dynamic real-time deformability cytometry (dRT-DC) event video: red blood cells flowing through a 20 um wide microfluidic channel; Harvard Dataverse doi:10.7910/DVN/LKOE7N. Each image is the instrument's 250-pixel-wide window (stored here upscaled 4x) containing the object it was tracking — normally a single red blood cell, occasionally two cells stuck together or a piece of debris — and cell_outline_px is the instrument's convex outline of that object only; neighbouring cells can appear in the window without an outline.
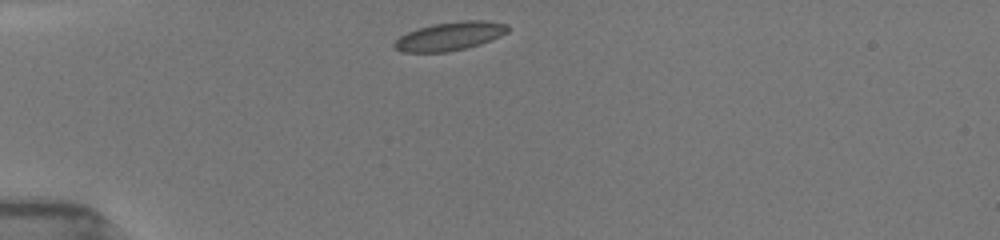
{"species": "common noctule bat (a hibernating species)", "species_latin": "Nyctalus noctula", "temperature_condition": "room temperature", "stored_images_in_passage": 39, "camera_frame_rate_fps": 3000, "um_per_image_px": 0.085, "animal": {"sex": "female", "body_mass_g": 19.5, "forearm_length_mm": 54.1}, "frame": {"image": 1, "passage_image": 1, "time_ms": 0.0, "image_size_px": [1000, 240], "cell_outline_px": [[508, 32], [500, 36], [480, 44], [468, 48], [448, 52], [404, 52], [396, 48], [392, 44], [400, 36], [408, 32], [420, 28], [436, 24], [464, 20], [484, 20], [508, 24]], "centroid_in_image_um": [38.27, 3.08], "position_along_channel_um": 46.7, "area_um2": 18.67}}
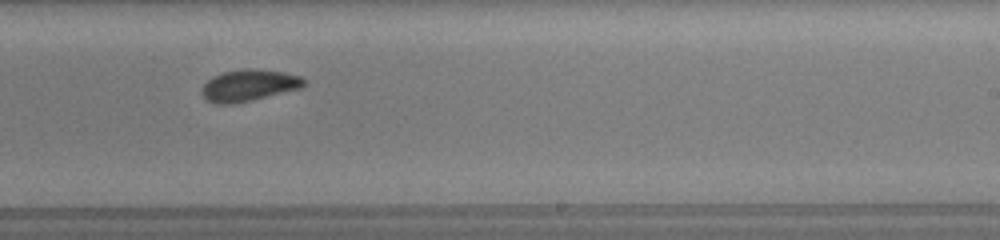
{"frame": {"image": 2, "passage_image": 20, "time_ms": 6.333, "image_size_px": [1000, 240], "cell_outline_px": [[308, 80], [300, 88], [232, 104], [216, 104], [208, 100], [200, 92], [204, 84], [212, 76], [224, 72], [244, 68], [256, 68], [284, 72], [300, 76]], "centroid_in_image_um": [21.15, 7.23], "position_along_channel_um": 267.9, "area_um2": 18.67}}
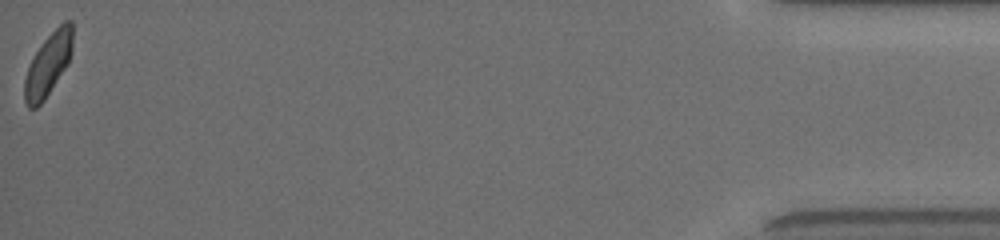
{"frame": {"image": 3, "passage_image": 39, "time_ms": 12.667, "image_size_px": [1000, 240], "cell_outline_px": [[72, 48], [68, 64], [44, 100], [36, 108], [28, 108], [24, 100], [24, 80], [28, 68], [36, 52], [44, 40], [64, 20], [72, 20]], "centroid_in_image_um": [4.1, 5.49], "position_along_channel_um": 431.1, "area_um2": 17.34}, "authors_computed_cell_mechanics": {"area_um2": 18.496, "velocity_mm_per_s": 3.9363, "shape_relaxation_time_tau1_ms": 5.4849, "shape_relaxation_time_tau2_ms": 1.7203, "deformation_change_tau1": 0.1072, "deformation_change_tau2": 0.0561}}